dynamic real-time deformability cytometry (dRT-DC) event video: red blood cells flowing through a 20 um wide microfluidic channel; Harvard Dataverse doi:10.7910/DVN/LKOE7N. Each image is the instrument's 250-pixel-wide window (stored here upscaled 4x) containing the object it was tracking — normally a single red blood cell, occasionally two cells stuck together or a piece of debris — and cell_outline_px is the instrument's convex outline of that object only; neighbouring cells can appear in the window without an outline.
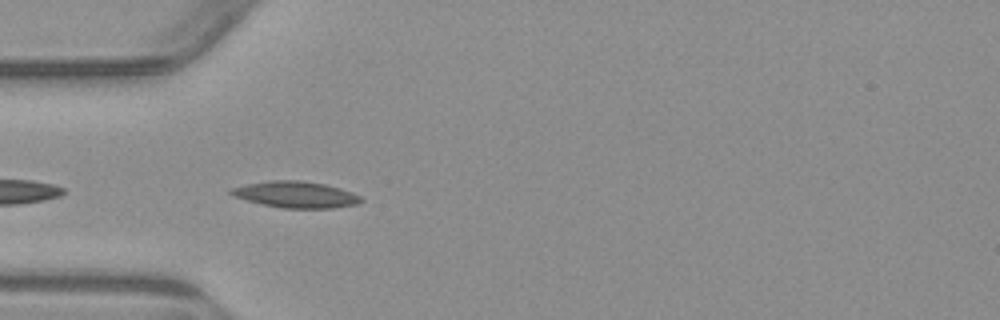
{"species": "common noctule bat (a hibernating species)", "species_latin": "Nyctalus noctula", "temperature_condition": "warm", "stored_images_in_passage": 6, "camera_frame_rate_fps": 3000, "um_per_image_px": 0.085, "animal": {"sex": "male", "body_mass_g": 23.1, "forearm_length_mm": 52.7}, "frame": {"image": 1, "passage_image": 5, "time_ms": 4.667, "image_size_px": [1000, 320], "cell_outline_px": [[364, 200], [356, 204], [332, 208], [284, 208], [264, 204], [232, 196], [228, 192], [228, 188], [244, 184], [268, 180], [300, 180], [324, 184], [340, 188], [352, 192], [360, 196]], "centroid_in_image_um": [25.1, 16.52], "position_along_channel_um": 59.9, "area_um2": 20.0}}
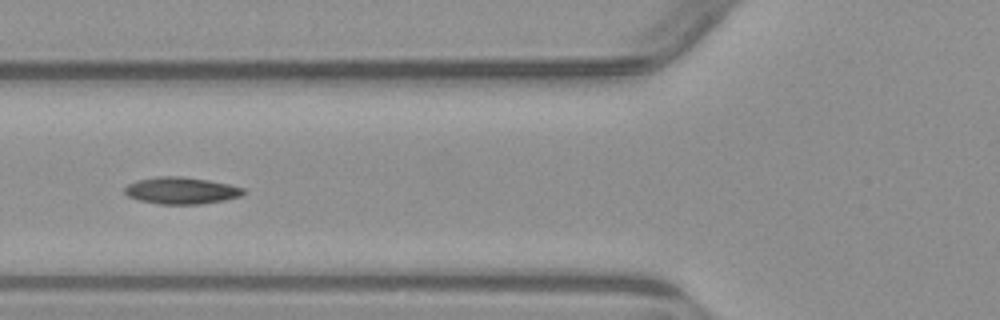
{"frame": {"image": 2, "passage_image": 6, "time_ms": 6.0, "image_size_px": [1000, 320], "cell_outline_px": [[248, 192], [240, 196], [224, 200], [200, 204], [160, 204], [140, 200], [128, 196], [124, 192], [124, 188], [128, 184], [136, 180], [156, 176], [180, 176], [208, 180], [228, 184], [244, 188]], "centroid_in_image_um": [15.41, 16.19], "position_along_channel_um": 110.4, "area_um2": 18.61}}